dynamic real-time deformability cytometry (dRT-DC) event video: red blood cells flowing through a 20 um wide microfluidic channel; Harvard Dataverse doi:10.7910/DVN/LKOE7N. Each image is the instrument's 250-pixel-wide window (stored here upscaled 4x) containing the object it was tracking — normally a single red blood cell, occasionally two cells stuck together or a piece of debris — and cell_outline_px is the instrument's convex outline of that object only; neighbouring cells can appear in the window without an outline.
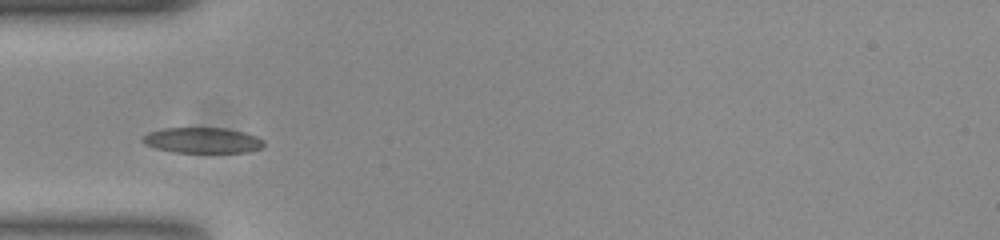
{"species": "common noctule bat (a hibernating species)", "species_latin": "Nyctalus noctula", "temperature_condition": "room temperature", "stored_images_in_passage": 38, "camera_frame_rate_fps": 3000, "um_per_image_px": 0.085, "animal": {"sex": "female", "body_mass_g": 23.0, "forearm_length_mm": 53.4}, "frame": {"image": 1, "passage_image": 1, "time_ms": 0.0, "image_size_px": [1000, 240], "cell_outline_px": [[264, 144], [260, 148], [248, 152], [172, 152], [156, 148], [144, 144], [140, 140], [148, 132], [164, 128], [228, 128], [244, 132], [256, 136], [264, 140]], "centroid_in_image_um": [17.19, 11.92], "position_along_channel_um": 67.8, "area_um2": 18.09}}
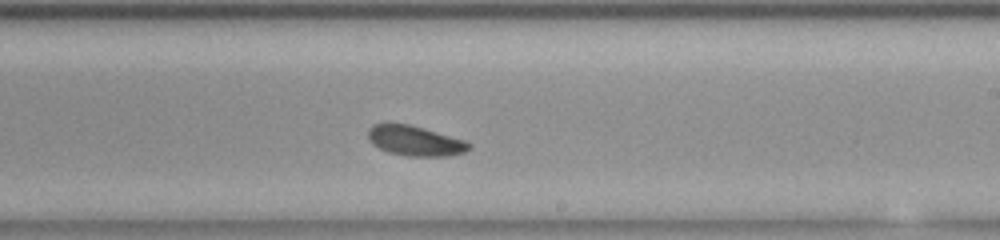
{"frame": {"image": 2, "passage_image": 16, "time_ms": 5.0, "image_size_px": [1000, 240], "cell_outline_px": [[472, 148], [464, 152], [448, 156], [408, 156], [388, 152], [372, 144], [368, 140], [368, 128], [372, 124], [408, 124], [424, 128], [464, 140], [472, 144]], "centroid_in_image_um": [35.28, 11.97], "position_along_channel_um": 253.7, "area_um2": 17.63}}
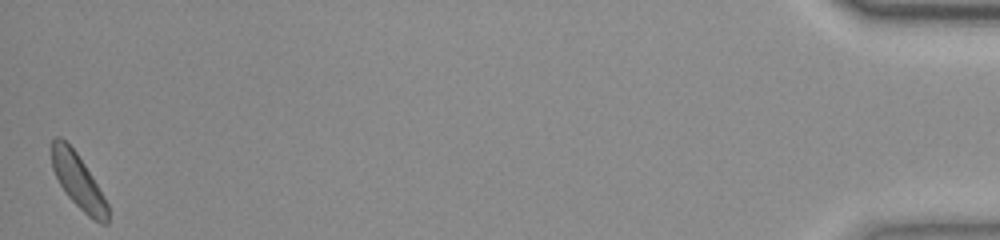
{"frame": {"image": 3, "passage_image": 38, "time_ms": 12.333, "image_size_px": [1000, 240], "cell_outline_px": [[108, 224], [100, 224], [88, 216], [68, 196], [60, 184], [52, 168], [52, 140], [56, 136], [60, 136], [76, 152], [92, 176], [104, 196], [108, 204]], "centroid_in_image_um": [6.66, 15.42], "position_along_channel_um": 428.5, "area_um2": 17.51}, "authors_computed_cell_mechanics": {"area_um2": 17.629, "velocity_mm_per_s": 3.7222, "shape_relaxation_time_tau1_ms": 2.2848, "shape_relaxation_time_tau2_ms": null, "deformation_change_tau1": 0.07, "deformation_change_tau2": null}}